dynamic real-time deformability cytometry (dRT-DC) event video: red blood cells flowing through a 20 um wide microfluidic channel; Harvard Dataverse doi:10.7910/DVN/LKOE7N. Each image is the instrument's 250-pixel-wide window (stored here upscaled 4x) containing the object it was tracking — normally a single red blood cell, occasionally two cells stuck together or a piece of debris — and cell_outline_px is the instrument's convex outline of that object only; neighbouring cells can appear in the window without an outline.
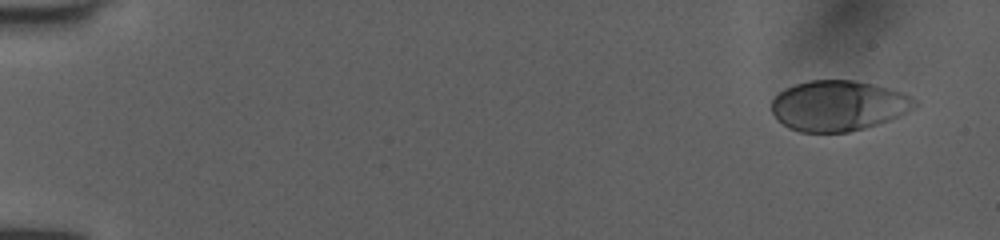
{"species": "human", "species_latin": "Homo sapiens", "temperature_condition": "room temperature", "stored_images_in_passage": 47, "camera_frame_rate_fps": 3000, "um_per_image_px": 0.085, "donor": {"sex": "female"}, "frame": {"image": 1, "passage_image": 3, "time_ms": 0.667, "image_size_px": [1000, 240], "cell_outline_px": [[920, 104], [916, 108], [900, 116], [864, 128], [848, 132], [800, 132], [788, 128], [772, 112], [772, 100], [784, 88], [808, 80], [852, 80], [872, 84], [904, 92], [912, 96]], "centroid_in_image_um": [71.3, 8.98], "position_along_channel_um": 13.7, "area_um2": 42.14}}
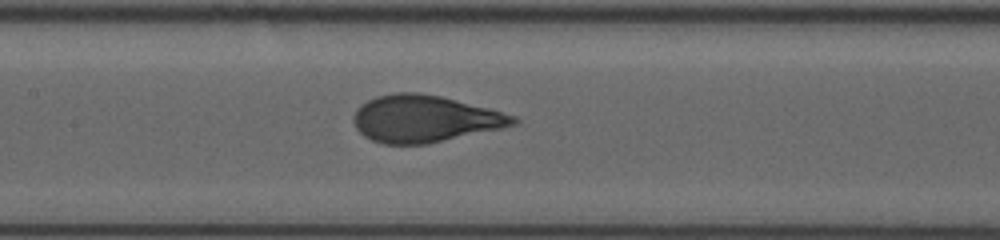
{"frame": {"image": 2, "passage_image": 26, "time_ms": 8.333, "image_size_px": [1000, 240], "cell_outline_px": [[520, 120], [516, 124], [504, 128], [428, 144], [384, 144], [372, 140], [364, 136], [356, 128], [352, 120], [356, 108], [360, 104], [376, 96], [392, 92], [420, 92], [440, 96], [488, 108], [516, 116]], "centroid_in_image_um": [36.08, 10.09], "position_along_channel_um": 171.3, "area_um2": 43.99}}
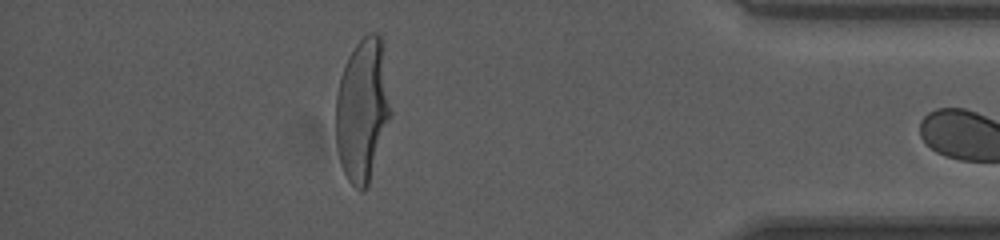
{"frame": {"image": 3, "passage_image": 46, "time_ms": 15.0, "image_size_px": [1000, 240], "cell_outline_px": [[392, 116], [368, 184], [364, 192], [360, 192], [348, 180], [340, 164], [336, 144], [336, 96], [340, 76], [344, 64], [348, 56], [356, 44], [368, 32], [376, 32], [380, 36], [392, 112]], "centroid_in_image_um": [30.8, 9.38], "position_along_channel_um": 404.4, "area_um2": 45.84}}